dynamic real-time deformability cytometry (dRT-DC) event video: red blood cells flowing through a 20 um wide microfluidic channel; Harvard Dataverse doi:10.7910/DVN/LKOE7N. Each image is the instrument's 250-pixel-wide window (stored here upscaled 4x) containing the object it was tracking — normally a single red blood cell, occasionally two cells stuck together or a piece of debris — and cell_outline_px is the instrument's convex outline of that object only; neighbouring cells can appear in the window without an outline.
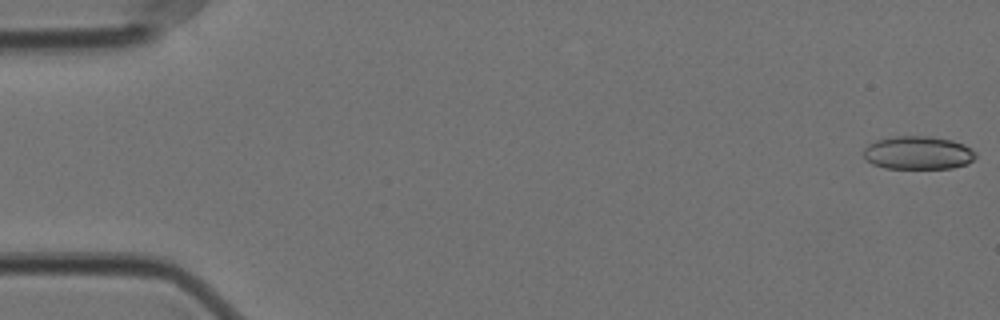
{"species": "Egyptian fruit bat (a non-hibernating species)", "species_latin": "Rousettus aegyptiacus", "temperature_condition": "cold", "stored_images_in_passage": 10, "camera_frame_rate_fps": 3000, "um_per_image_px": 0.085, "animal": {"sex": "female"}, "frame": {"image": 1, "passage_image": 1, "time_ms": 0.0, "image_size_px": [1000, 320], "cell_outline_px": [[976, 156], [968, 164], [952, 168], [884, 168], [872, 164], [860, 152], [868, 144], [876, 140], [896, 136], [932, 136], [952, 140], [964, 144], [972, 148], [976, 152]], "centroid_in_image_um": [78.03, 12.98], "position_along_channel_um": 7.0, "area_um2": 21.96}}